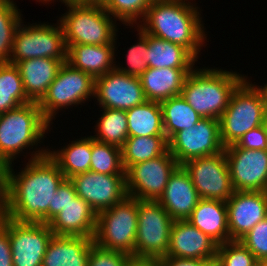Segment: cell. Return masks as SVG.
<instances>
[{"instance_id": "6da1fadb", "label": "cell", "mask_w": 267, "mask_h": 266, "mask_svg": "<svg viewBox=\"0 0 267 266\" xmlns=\"http://www.w3.org/2000/svg\"><path fill=\"white\" fill-rule=\"evenodd\" d=\"M13 166L8 168L6 216L19 222L48 224L52 220L53 195L65 176L48 154L28 159L20 172Z\"/></svg>"}, {"instance_id": "7a4b0ae2", "label": "cell", "mask_w": 267, "mask_h": 266, "mask_svg": "<svg viewBox=\"0 0 267 266\" xmlns=\"http://www.w3.org/2000/svg\"><path fill=\"white\" fill-rule=\"evenodd\" d=\"M188 0H153L138 26L147 34L185 48L196 60L207 34L197 3Z\"/></svg>"}, {"instance_id": "3957f363", "label": "cell", "mask_w": 267, "mask_h": 266, "mask_svg": "<svg viewBox=\"0 0 267 266\" xmlns=\"http://www.w3.org/2000/svg\"><path fill=\"white\" fill-rule=\"evenodd\" d=\"M50 127L51 124L43 117L37 102H30L0 114V158L8 165L13 164L24 149L31 150L34 146L35 151L33 149L29 152V160L47 155L49 146H36L43 143L44 136L51 131Z\"/></svg>"}, {"instance_id": "277c9868", "label": "cell", "mask_w": 267, "mask_h": 266, "mask_svg": "<svg viewBox=\"0 0 267 266\" xmlns=\"http://www.w3.org/2000/svg\"><path fill=\"white\" fill-rule=\"evenodd\" d=\"M246 75L204 67L193 68L185 79L181 95L201 118L220 119L236 88Z\"/></svg>"}, {"instance_id": "5b68a950", "label": "cell", "mask_w": 267, "mask_h": 266, "mask_svg": "<svg viewBox=\"0 0 267 266\" xmlns=\"http://www.w3.org/2000/svg\"><path fill=\"white\" fill-rule=\"evenodd\" d=\"M59 2L64 3L68 10L58 19L67 48L77 44L117 43L116 20L101 4L73 3L65 0Z\"/></svg>"}, {"instance_id": "8992f818", "label": "cell", "mask_w": 267, "mask_h": 266, "mask_svg": "<svg viewBox=\"0 0 267 266\" xmlns=\"http://www.w3.org/2000/svg\"><path fill=\"white\" fill-rule=\"evenodd\" d=\"M246 78L233 92L220 122V137L226 148L236 144L251 129L264 124L265 108L260 91Z\"/></svg>"}, {"instance_id": "52a82bcc", "label": "cell", "mask_w": 267, "mask_h": 266, "mask_svg": "<svg viewBox=\"0 0 267 266\" xmlns=\"http://www.w3.org/2000/svg\"><path fill=\"white\" fill-rule=\"evenodd\" d=\"M138 226V199L123 201L97 215L94 243L104 249L135 256Z\"/></svg>"}, {"instance_id": "ba28073f", "label": "cell", "mask_w": 267, "mask_h": 266, "mask_svg": "<svg viewBox=\"0 0 267 266\" xmlns=\"http://www.w3.org/2000/svg\"><path fill=\"white\" fill-rule=\"evenodd\" d=\"M23 23L21 21L15 30L9 63L16 64L33 58L67 59L65 38L58 20L57 24Z\"/></svg>"}, {"instance_id": "9c48e42d", "label": "cell", "mask_w": 267, "mask_h": 266, "mask_svg": "<svg viewBox=\"0 0 267 266\" xmlns=\"http://www.w3.org/2000/svg\"><path fill=\"white\" fill-rule=\"evenodd\" d=\"M94 88L95 80L90 75L64 62L38 106L52 125L59 110L83 105L89 98H94Z\"/></svg>"}, {"instance_id": "30bf717a", "label": "cell", "mask_w": 267, "mask_h": 266, "mask_svg": "<svg viewBox=\"0 0 267 266\" xmlns=\"http://www.w3.org/2000/svg\"><path fill=\"white\" fill-rule=\"evenodd\" d=\"M174 220L158 201L138 200L135 256L166 257Z\"/></svg>"}, {"instance_id": "8fae6325", "label": "cell", "mask_w": 267, "mask_h": 266, "mask_svg": "<svg viewBox=\"0 0 267 266\" xmlns=\"http://www.w3.org/2000/svg\"><path fill=\"white\" fill-rule=\"evenodd\" d=\"M179 166L169 150L164 155L130 166L125 171L128 196L157 201Z\"/></svg>"}, {"instance_id": "7c38bea8", "label": "cell", "mask_w": 267, "mask_h": 266, "mask_svg": "<svg viewBox=\"0 0 267 266\" xmlns=\"http://www.w3.org/2000/svg\"><path fill=\"white\" fill-rule=\"evenodd\" d=\"M182 166L189 173L200 199L226 202L234 193L224 150L215 155L190 159Z\"/></svg>"}, {"instance_id": "4fadbf2b", "label": "cell", "mask_w": 267, "mask_h": 266, "mask_svg": "<svg viewBox=\"0 0 267 266\" xmlns=\"http://www.w3.org/2000/svg\"><path fill=\"white\" fill-rule=\"evenodd\" d=\"M169 152L179 165L198 157L222 152L218 119L202 118L194 126L177 132L169 141Z\"/></svg>"}, {"instance_id": "5bb4252c", "label": "cell", "mask_w": 267, "mask_h": 266, "mask_svg": "<svg viewBox=\"0 0 267 266\" xmlns=\"http://www.w3.org/2000/svg\"><path fill=\"white\" fill-rule=\"evenodd\" d=\"M53 235L48 224L19 222L8 217V237L13 266H42L47 246Z\"/></svg>"}, {"instance_id": "9a60e30c", "label": "cell", "mask_w": 267, "mask_h": 266, "mask_svg": "<svg viewBox=\"0 0 267 266\" xmlns=\"http://www.w3.org/2000/svg\"><path fill=\"white\" fill-rule=\"evenodd\" d=\"M77 196L98 215L123 201L127 196L125 174H101L89 170L70 178Z\"/></svg>"}, {"instance_id": "2e32d148", "label": "cell", "mask_w": 267, "mask_h": 266, "mask_svg": "<svg viewBox=\"0 0 267 266\" xmlns=\"http://www.w3.org/2000/svg\"><path fill=\"white\" fill-rule=\"evenodd\" d=\"M234 191H265L267 151L249 150L235 144L224 149Z\"/></svg>"}, {"instance_id": "e0dca14e", "label": "cell", "mask_w": 267, "mask_h": 266, "mask_svg": "<svg viewBox=\"0 0 267 266\" xmlns=\"http://www.w3.org/2000/svg\"><path fill=\"white\" fill-rule=\"evenodd\" d=\"M94 98L100 108L128 110L146 100L139 77L116 68L95 79Z\"/></svg>"}, {"instance_id": "ac0fdd59", "label": "cell", "mask_w": 267, "mask_h": 266, "mask_svg": "<svg viewBox=\"0 0 267 266\" xmlns=\"http://www.w3.org/2000/svg\"><path fill=\"white\" fill-rule=\"evenodd\" d=\"M229 241L240 240L267 217L265 191H234L226 201Z\"/></svg>"}, {"instance_id": "d6986e66", "label": "cell", "mask_w": 267, "mask_h": 266, "mask_svg": "<svg viewBox=\"0 0 267 266\" xmlns=\"http://www.w3.org/2000/svg\"><path fill=\"white\" fill-rule=\"evenodd\" d=\"M218 244L188 220H175L166 257L215 262Z\"/></svg>"}, {"instance_id": "ffe728a7", "label": "cell", "mask_w": 267, "mask_h": 266, "mask_svg": "<svg viewBox=\"0 0 267 266\" xmlns=\"http://www.w3.org/2000/svg\"><path fill=\"white\" fill-rule=\"evenodd\" d=\"M199 200L189 173L180 165L170 176L163 194L157 201L175 221L187 220Z\"/></svg>"}, {"instance_id": "44dd1931", "label": "cell", "mask_w": 267, "mask_h": 266, "mask_svg": "<svg viewBox=\"0 0 267 266\" xmlns=\"http://www.w3.org/2000/svg\"><path fill=\"white\" fill-rule=\"evenodd\" d=\"M97 214L89 204L76 196L48 225L54 235L94 238Z\"/></svg>"}, {"instance_id": "7402d4cb", "label": "cell", "mask_w": 267, "mask_h": 266, "mask_svg": "<svg viewBox=\"0 0 267 266\" xmlns=\"http://www.w3.org/2000/svg\"><path fill=\"white\" fill-rule=\"evenodd\" d=\"M116 43L105 45H70L67 48L66 62L94 80L108 73L116 66Z\"/></svg>"}, {"instance_id": "603a6c76", "label": "cell", "mask_w": 267, "mask_h": 266, "mask_svg": "<svg viewBox=\"0 0 267 266\" xmlns=\"http://www.w3.org/2000/svg\"><path fill=\"white\" fill-rule=\"evenodd\" d=\"M64 62L66 60L33 58L15 64L20 71L26 96L31 102L38 103L43 98Z\"/></svg>"}, {"instance_id": "cb8c5ba5", "label": "cell", "mask_w": 267, "mask_h": 266, "mask_svg": "<svg viewBox=\"0 0 267 266\" xmlns=\"http://www.w3.org/2000/svg\"><path fill=\"white\" fill-rule=\"evenodd\" d=\"M93 244L91 237L53 235L42 266H88L89 252Z\"/></svg>"}, {"instance_id": "d4e9b609", "label": "cell", "mask_w": 267, "mask_h": 266, "mask_svg": "<svg viewBox=\"0 0 267 266\" xmlns=\"http://www.w3.org/2000/svg\"><path fill=\"white\" fill-rule=\"evenodd\" d=\"M192 70L148 68L139 77L146 100L161 102L181 95L185 79Z\"/></svg>"}, {"instance_id": "484cf974", "label": "cell", "mask_w": 267, "mask_h": 266, "mask_svg": "<svg viewBox=\"0 0 267 266\" xmlns=\"http://www.w3.org/2000/svg\"><path fill=\"white\" fill-rule=\"evenodd\" d=\"M187 220L218 245L229 241L227 205L225 201L200 199Z\"/></svg>"}, {"instance_id": "4316f807", "label": "cell", "mask_w": 267, "mask_h": 266, "mask_svg": "<svg viewBox=\"0 0 267 266\" xmlns=\"http://www.w3.org/2000/svg\"><path fill=\"white\" fill-rule=\"evenodd\" d=\"M59 150H47L48 156L58 165L65 178L70 179L74 175L90 170L92 137L85 136Z\"/></svg>"}, {"instance_id": "83f0119b", "label": "cell", "mask_w": 267, "mask_h": 266, "mask_svg": "<svg viewBox=\"0 0 267 266\" xmlns=\"http://www.w3.org/2000/svg\"><path fill=\"white\" fill-rule=\"evenodd\" d=\"M196 62L182 46L148 34L149 68L193 69Z\"/></svg>"}, {"instance_id": "f1b7e54d", "label": "cell", "mask_w": 267, "mask_h": 266, "mask_svg": "<svg viewBox=\"0 0 267 266\" xmlns=\"http://www.w3.org/2000/svg\"><path fill=\"white\" fill-rule=\"evenodd\" d=\"M128 137L165 136L160 102L145 101L126 110Z\"/></svg>"}, {"instance_id": "f546056e", "label": "cell", "mask_w": 267, "mask_h": 266, "mask_svg": "<svg viewBox=\"0 0 267 266\" xmlns=\"http://www.w3.org/2000/svg\"><path fill=\"white\" fill-rule=\"evenodd\" d=\"M160 105L162 108L164 133L168 141L177 132L194 126L202 119L182 95L163 100L160 102Z\"/></svg>"}, {"instance_id": "4dcf8cb0", "label": "cell", "mask_w": 267, "mask_h": 266, "mask_svg": "<svg viewBox=\"0 0 267 266\" xmlns=\"http://www.w3.org/2000/svg\"><path fill=\"white\" fill-rule=\"evenodd\" d=\"M169 150L166 136L128 137L121 148L125 171L132 165L147 161Z\"/></svg>"}, {"instance_id": "1f68e13d", "label": "cell", "mask_w": 267, "mask_h": 266, "mask_svg": "<svg viewBox=\"0 0 267 266\" xmlns=\"http://www.w3.org/2000/svg\"><path fill=\"white\" fill-rule=\"evenodd\" d=\"M15 64L0 63V114L30 103Z\"/></svg>"}, {"instance_id": "d6a6232c", "label": "cell", "mask_w": 267, "mask_h": 266, "mask_svg": "<svg viewBox=\"0 0 267 266\" xmlns=\"http://www.w3.org/2000/svg\"><path fill=\"white\" fill-rule=\"evenodd\" d=\"M101 117L95 127L97 141L122 148L128 138V121L126 110L101 108Z\"/></svg>"}, {"instance_id": "836d02e7", "label": "cell", "mask_w": 267, "mask_h": 266, "mask_svg": "<svg viewBox=\"0 0 267 266\" xmlns=\"http://www.w3.org/2000/svg\"><path fill=\"white\" fill-rule=\"evenodd\" d=\"M16 4L14 0L0 3V63L10 62L15 30L24 21Z\"/></svg>"}, {"instance_id": "e575fe53", "label": "cell", "mask_w": 267, "mask_h": 266, "mask_svg": "<svg viewBox=\"0 0 267 266\" xmlns=\"http://www.w3.org/2000/svg\"><path fill=\"white\" fill-rule=\"evenodd\" d=\"M90 170L101 174H125L121 148L92 138Z\"/></svg>"}, {"instance_id": "d590c367", "label": "cell", "mask_w": 267, "mask_h": 266, "mask_svg": "<svg viewBox=\"0 0 267 266\" xmlns=\"http://www.w3.org/2000/svg\"><path fill=\"white\" fill-rule=\"evenodd\" d=\"M152 2L153 0H104L101 5L116 21L132 28L144 19Z\"/></svg>"}, {"instance_id": "8d00e7d4", "label": "cell", "mask_w": 267, "mask_h": 266, "mask_svg": "<svg viewBox=\"0 0 267 266\" xmlns=\"http://www.w3.org/2000/svg\"><path fill=\"white\" fill-rule=\"evenodd\" d=\"M137 28V29H136ZM135 29L138 32V42L131 45L127 51L126 63L128 66L123 67L118 63L115 68L133 77H140L148 68V34L145 33L138 25ZM127 67V68H126Z\"/></svg>"}, {"instance_id": "74e56055", "label": "cell", "mask_w": 267, "mask_h": 266, "mask_svg": "<svg viewBox=\"0 0 267 266\" xmlns=\"http://www.w3.org/2000/svg\"><path fill=\"white\" fill-rule=\"evenodd\" d=\"M257 259L239 241L230 240L218 245L214 266H255Z\"/></svg>"}, {"instance_id": "f35d334b", "label": "cell", "mask_w": 267, "mask_h": 266, "mask_svg": "<svg viewBox=\"0 0 267 266\" xmlns=\"http://www.w3.org/2000/svg\"><path fill=\"white\" fill-rule=\"evenodd\" d=\"M257 259L267 261V217L239 240Z\"/></svg>"}, {"instance_id": "ab89813d", "label": "cell", "mask_w": 267, "mask_h": 266, "mask_svg": "<svg viewBox=\"0 0 267 266\" xmlns=\"http://www.w3.org/2000/svg\"><path fill=\"white\" fill-rule=\"evenodd\" d=\"M129 255L97 246H91L88 266H126Z\"/></svg>"}, {"instance_id": "60d3db41", "label": "cell", "mask_w": 267, "mask_h": 266, "mask_svg": "<svg viewBox=\"0 0 267 266\" xmlns=\"http://www.w3.org/2000/svg\"><path fill=\"white\" fill-rule=\"evenodd\" d=\"M235 145L242 149L267 151V128L265 124L246 132Z\"/></svg>"}, {"instance_id": "b9f144b4", "label": "cell", "mask_w": 267, "mask_h": 266, "mask_svg": "<svg viewBox=\"0 0 267 266\" xmlns=\"http://www.w3.org/2000/svg\"><path fill=\"white\" fill-rule=\"evenodd\" d=\"M52 200V219L56 217L76 196V191L73 182L65 178L58 186L57 192L54 193Z\"/></svg>"}, {"instance_id": "7bdbcfd3", "label": "cell", "mask_w": 267, "mask_h": 266, "mask_svg": "<svg viewBox=\"0 0 267 266\" xmlns=\"http://www.w3.org/2000/svg\"><path fill=\"white\" fill-rule=\"evenodd\" d=\"M0 266H13L12 251L8 237V217L0 226Z\"/></svg>"}, {"instance_id": "ee69618b", "label": "cell", "mask_w": 267, "mask_h": 266, "mask_svg": "<svg viewBox=\"0 0 267 266\" xmlns=\"http://www.w3.org/2000/svg\"><path fill=\"white\" fill-rule=\"evenodd\" d=\"M160 266H214V262L201 259L163 257L160 258Z\"/></svg>"}, {"instance_id": "f6af8a7d", "label": "cell", "mask_w": 267, "mask_h": 266, "mask_svg": "<svg viewBox=\"0 0 267 266\" xmlns=\"http://www.w3.org/2000/svg\"><path fill=\"white\" fill-rule=\"evenodd\" d=\"M8 168L9 165L0 158V205L4 209L7 204Z\"/></svg>"}, {"instance_id": "bcb514c9", "label": "cell", "mask_w": 267, "mask_h": 266, "mask_svg": "<svg viewBox=\"0 0 267 266\" xmlns=\"http://www.w3.org/2000/svg\"><path fill=\"white\" fill-rule=\"evenodd\" d=\"M126 266H160V259L129 256Z\"/></svg>"}, {"instance_id": "7dc6e473", "label": "cell", "mask_w": 267, "mask_h": 266, "mask_svg": "<svg viewBox=\"0 0 267 266\" xmlns=\"http://www.w3.org/2000/svg\"><path fill=\"white\" fill-rule=\"evenodd\" d=\"M256 88L260 91L263 101H264V108L267 110V84H264V86H258L254 84Z\"/></svg>"}, {"instance_id": "c3c4849f", "label": "cell", "mask_w": 267, "mask_h": 266, "mask_svg": "<svg viewBox=\"0 0 267 266\" xmlns=\"http://www.w3.org/2000/svg\"><path fill=\"white\" fill-rule=\"evenodd\" d=\"M73 3L102 4L104 0H65Z\"/></svg>"}, {"instance_id": "681fc988", "label": "cell", "mask_w": 267, "mask_h": 266, "mask_svg": "<svg viewBox=\"0 0 267 266\" xmlns=\"http://www.w3.org/2000/svg\"><path fill=\"white\" fill-rule=\"evenodd\" d=\"M5 216H6L5 209L0 205V226L2 225Z\"/></svg>"}, {"instance_id": "f907efd6", "label": "cell", "mask_w": 267, "mask_h": 266, "mask_svg": "<svg viewBox=\"0 0 267 266\" xmlns=\"http://www.w3.org/2000/svg\"><path fill=\"white\" fill-rule=\"evenodd\" d=\"M255 266H267V261H257Z\"/></svg>"}, {"instance_id": "816d5d0a", "label": "cell", "mask_w": 267, "mask_h": 266, "mask_svg": "<svg viewBox=\"0 0 267 266\" xmlns=\"http://www.w3.org/2000/svg\"><path fill=\"white\" fill-rule=\"evenodd\" d=\"M37 2H41V3H43V4H49V2H50V4L52 3V1L54 2L55 0H36Z\"/></svg>"}, {"instance_id": "f5cc1de1", "label": "cell", "mask_w": 267, "mask_h": 266, "mask_svg": "<svg viewBox=\"0 0 267 266\" xmlns=\"http://www.w3.org/2000/svg\"><path fill=\"white\" fill-rule=\"evenodd\" d=\"M264 124H265V126L267 128V110H265Z\"/></svg>"}]
</instances>
